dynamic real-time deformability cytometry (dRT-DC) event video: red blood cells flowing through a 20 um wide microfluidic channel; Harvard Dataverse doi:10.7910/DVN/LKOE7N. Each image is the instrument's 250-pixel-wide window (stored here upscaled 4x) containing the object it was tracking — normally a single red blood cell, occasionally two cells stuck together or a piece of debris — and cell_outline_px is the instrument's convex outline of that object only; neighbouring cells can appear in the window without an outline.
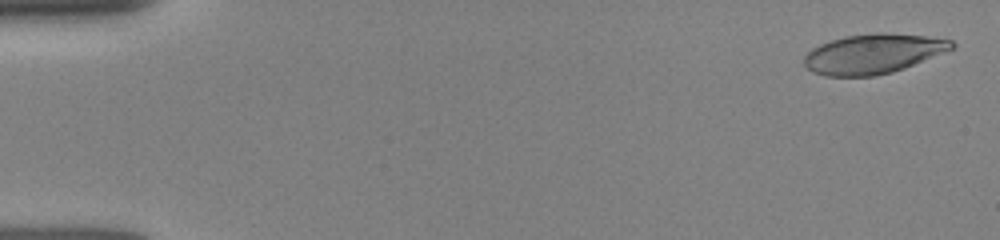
{"species": "human", "species_latin": "Homo sapiens", "temperature_condition": "room temperature", "stored_images_in_passage": 41, "camera_frame_rate_fps": 3000, "um_per_image_px": 0.085, "donor": {"sex": "female"}, "frame": {"image": 1, "passage_image": 1, "time_ms": 0.0, "image_size_px": [1000, 240], "cell_outline_px": [[956, 44], [952, 48], [904, 68], [892, 72], [876, 76], [824, 76], [812, 72], [804, 64], [804, 56], [812, 48], [820, 44], [832, 40], [848, 36], [880, 32], [888, 32], [924, 36], [952, 40]], "centroid_in_image_um": [74.18, 4.57], "position_along_channel_um": 10.8, "area_um2": 33.81}}
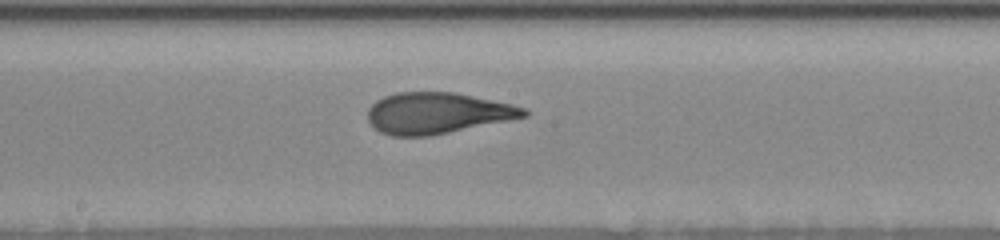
{"frame": {"image": 2, "passage_image": 21, "time_ms": 8.333, "image_size_px": [1000, 240], "cell_outline_px": [[528, 116], [428, 136], [392, 136], [380, 132], [368, 120], [368, 108], [376, 100], [384, 96], [396, 92], [452, 92], [512, 104], [528, 108]], "centroid_in_image_um": [37.15, 9.61], "position_along_channel_um": 211.0, "area_um2": 37.17}}
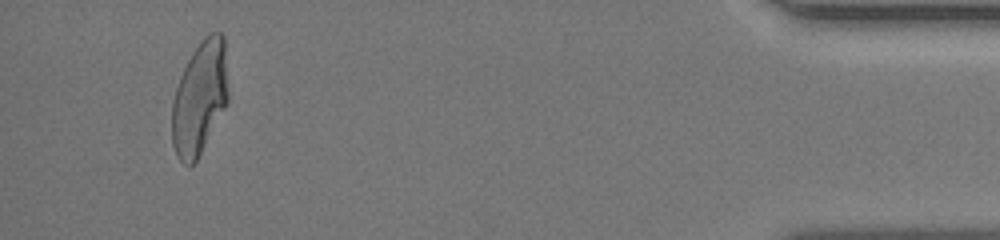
{"frame": {"image": 3, "passage_image": 39, "time_ms": 15.0, "image_size_px": [1000, 240], "cell_outline_px": [[228, 100], [224, 108], [196, 160], [192, 164], [184, 164], [176, 156], [172, 144], [172, 100], [180, 76], [192, 52], [200, 40], [208, 32], [220, 32], [224, 36], [228, 92]], "centroid_in_image_um": [16.96, 8.27], "position_along_channel_um": 418.2, "area_um2": 36.88}}